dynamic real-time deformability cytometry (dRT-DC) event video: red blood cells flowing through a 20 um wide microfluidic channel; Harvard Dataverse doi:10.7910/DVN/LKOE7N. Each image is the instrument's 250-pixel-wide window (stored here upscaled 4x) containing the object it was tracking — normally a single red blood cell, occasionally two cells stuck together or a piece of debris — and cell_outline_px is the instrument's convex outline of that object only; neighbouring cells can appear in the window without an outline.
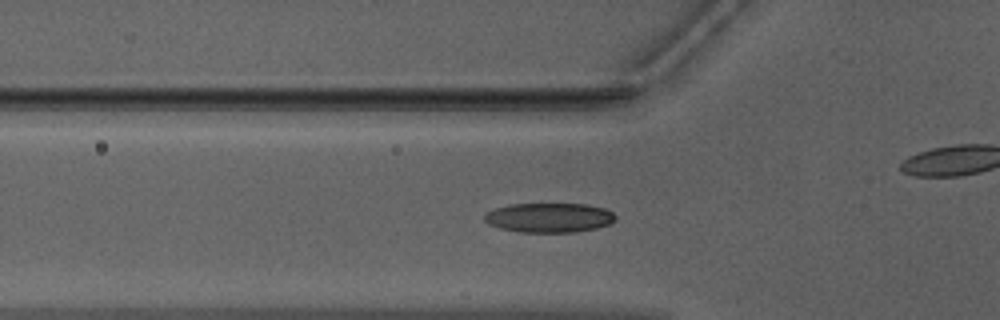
{"species": "Egyptian fruit bat (a non-hibernating species)", "species_latin": "Rousettus aegyptiacus", "temperature_condition": "warm", "stored_images_in_passage": 38, "camera_frame_rate_fps": 3000, "um_per_image_px": 0.085, "animal": {"sex": "male"}, "frame": {"image": 1, "passage_image": 18, "time_ms": 5.667, "image_size_px": [1000, 320], "cell_outline_px": [[616, 220], [608, 224], [596, 228], [576, 232], [520, 232], [500, 228], [488, 224], [484, 220], [484, 216], [488, 212], [496, 208], [508, 204], [584, 204], [604, 208], [612, 212], [616, 216]], "centroid_in_image_um": [46.68, 18.5], "position_along_channel_um": 79.1, "area_um2": 22.48}}
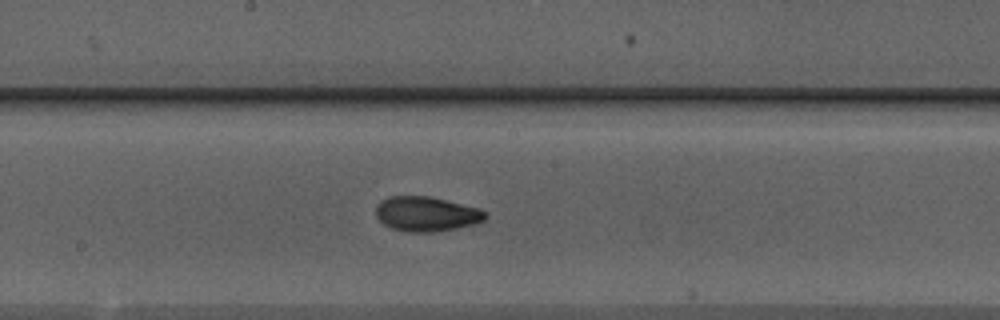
{"frame": {"image": 2, "passage_image": 28, "time_ms": 9.0, "image_size_px": [1000, 320], "cell_outline_px": [[488, 216], [484, 220], [476, 224], [456, 228], [432, 232], [408, 232], [392, 228], [384, 224], [376, 216], [376, 204], [380, 200], [388, 196], [428, 196], [480, 208], [488, 212]], "centroid_in_image_um": [36.25, 18.18], "position_along_channel_um": 211.9, "area_um2": 22.31}}
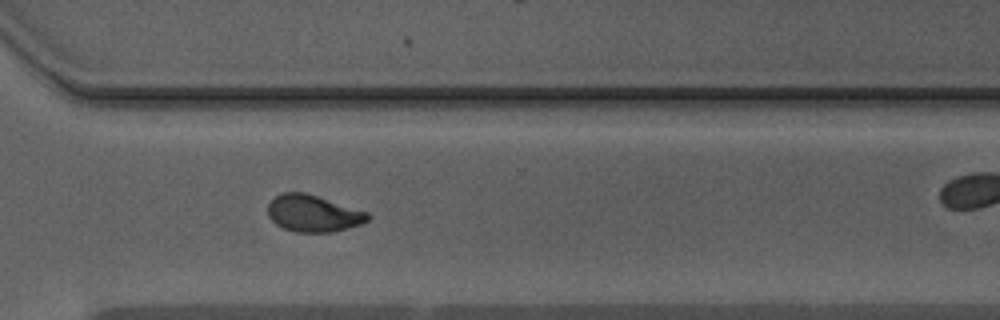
{"frame": {"image": 3, "passage_image": 38, "time_ms": 12.333, "image_size_px": [1000, 320], "cell_outline_px": [[372, 216], [368, 220], [360, 224], [348, 228], [332, 232], [296, 232], [284, 228], [276, 224], [268, 216], [268, 204], [276, 196], [284, 192], [304, 192], [368, 212]], "centroid_in_image_um": [26.63, 18.14], "position_along_channel_um": 344.0, "area_um2": 21.27}}